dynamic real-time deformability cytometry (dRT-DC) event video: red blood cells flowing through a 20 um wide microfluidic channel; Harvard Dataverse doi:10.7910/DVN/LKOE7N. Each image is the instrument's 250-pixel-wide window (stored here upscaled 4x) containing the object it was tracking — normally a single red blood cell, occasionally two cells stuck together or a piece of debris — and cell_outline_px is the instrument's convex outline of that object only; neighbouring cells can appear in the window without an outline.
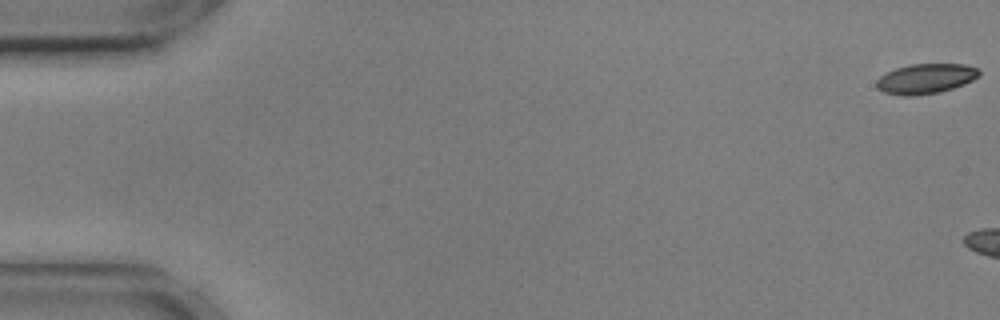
{"species": "common noctule bat (a hibernating species)", "species_latin": "Nyctalus noctula", "temperature_condition": "cold", "stored_images_in_passage": 16, "camera_frame_rate_fps": 3000, "um_per_image_px": 0.085, "animal": {"sex": "male", "body_mass_g": 17.9, "forearm_length_mm": 54.2}, "frame": {"image": 1, "passage_image": 1, "time_ms": 0.0, "image_size_px": [1000, 320], "cell_outline_px": [[980, 76], [964, 84], [940, 92], [912, 96], [900, 96], [884, 92], [876, 88], [876, 80], [880, 76], [896, 68], [908, 64], [964, 64], [976, 68], [980, 72]], "centroid_in_image_um": [78.66, 6.69], "position_along_channel_um": 6.3, "area_um2": 17.98}}
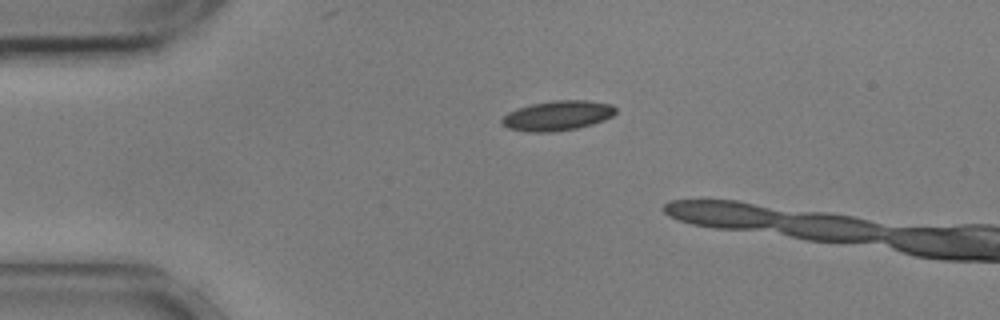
{"frame": {"image": 2, "passage_image": 13, "time_ms": 4.0, "image_size_px": [1000, 320], "cell_outline_px": [[616, 112], [612, 116], [604, 120], [592, 124], [576, 128], [552, 132], [528, 132], [508, 128], [500, 124], [500, 120], [508, 112], [516, 108], [532, 104], [552, 100], [588, 100], [612, 104], [616, 108]], "centroid_in_image_um": [47.37, 9.82], "position_along_channel_um": 37.6, "area_um2": 19.94}}